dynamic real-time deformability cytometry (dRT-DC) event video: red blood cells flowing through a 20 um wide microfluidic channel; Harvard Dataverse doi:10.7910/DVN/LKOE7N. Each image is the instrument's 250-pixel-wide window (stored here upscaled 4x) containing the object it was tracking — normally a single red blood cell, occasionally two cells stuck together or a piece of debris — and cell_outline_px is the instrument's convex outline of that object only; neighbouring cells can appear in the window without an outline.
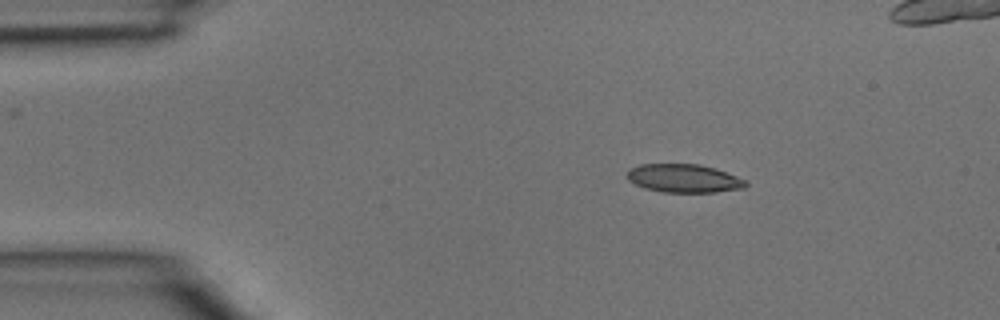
{"species": "common noctule bat (a hibernating species)", "species_latin": "Nyctalus noctula", "temperature_condition": "room temperature", "stored_images_in_passage": 4, "camera_frame_rate_fps": 3000, "um_per_image_px": 0.085, "animal": {"sex": "male", "body_mass_g": 15.6}, "frame": {"image": 1, "passage_image": 2, "time_ms": 0.333, "image_size_px": [1000, 320], "cell_outline_px": [[748, 184], [744, 188], [716, 192], [664, 192], [644, 188], [628, 180], [628, 172], [632, 168], [640, 164], [700, 164], [716, 168], [736, 176], [744, 180]], "centroid_in_image_um": [58.15, 15.16], "position_along_channel_um": 26.9, "area_um2": 19.48}}